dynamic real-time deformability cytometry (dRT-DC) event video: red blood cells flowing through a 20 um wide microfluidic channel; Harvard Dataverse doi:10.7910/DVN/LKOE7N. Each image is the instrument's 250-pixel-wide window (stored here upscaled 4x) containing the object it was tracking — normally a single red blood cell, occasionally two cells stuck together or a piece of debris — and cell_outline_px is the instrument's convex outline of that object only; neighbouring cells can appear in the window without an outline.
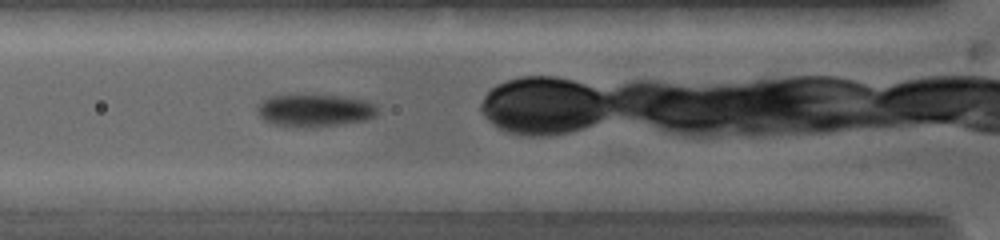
{"species": "common noctule bat (a hibernating species)", "species_latin": "Nyctalus noctula", "temperature_condition": "warm", "stored_images_in_passage": 2, "camera_frame_rate_fps": 5000, "um_per_image_px": 0.085, "animal": {"sex": "female", "body_mass_g": 19.0, "forearm_length_mm": 53.3}, "frame": {"image": 1, "passage_image": 2, "time_ms": 0.8, "image_size_px": [1000, 240], "cell_outline_px": [[376, 116], [364, 120], [340, 124], [272, 124], [264, 120], [260, 116], [256, 108], [256, 104], [268, 96], [300, 92], [344, 96], [364, 100], [376, 104]], "centroid_in_image_um": [26.71, 9.28], "position_along_channel_um": 99.1, "area_um2": 22.72}}